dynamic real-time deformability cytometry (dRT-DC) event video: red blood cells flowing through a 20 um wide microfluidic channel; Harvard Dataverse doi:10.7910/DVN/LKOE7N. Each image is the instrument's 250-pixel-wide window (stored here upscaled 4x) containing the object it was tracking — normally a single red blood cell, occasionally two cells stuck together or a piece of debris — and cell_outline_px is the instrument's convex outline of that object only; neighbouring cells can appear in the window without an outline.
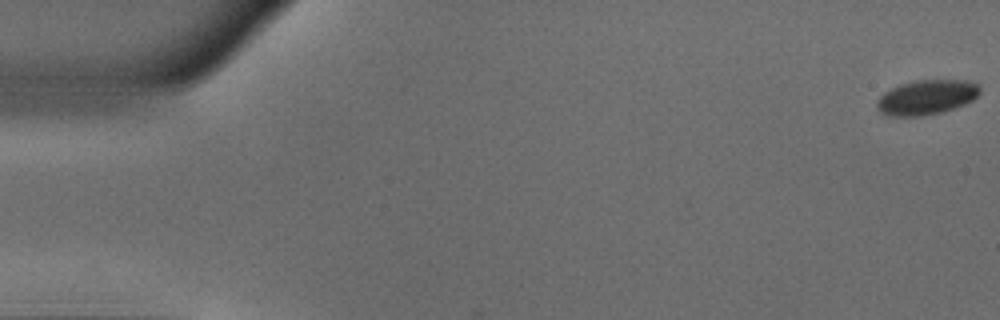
{"species": "common noctule bat (a hibernating species)", "species_latin": "Nyctalus noctula", "temperature_condition": "warm", "stored_images_in_passage": 16, "camera_frame_rate_fps": 3000, "um_per_image_px": 0.085, "animal": {"sex": "male", "body_mass_g": 18.8}, "frame": {"image": 1, "passage_image": 1, "time_ms": 0.0, "image_size_px": [1000, 320], "cell_outline_px": [[980, 92], [972, 100], [964, 104], [944, 112], [924, 116], [888, 116], [880, 112], [876, 108], [876, 100], [884, 92], [900, 84], [916, 80], [972, 80], [980, 84]], "centroid_in_image_um": [78.76, 8.27], "position_along_channel_um": 6.2, "area_um2": 21.15}}
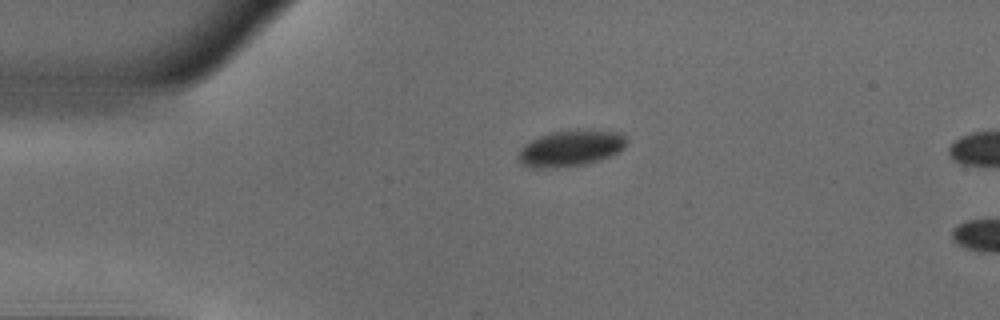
{"frame": {"image": 2, "passage_image": 12, "time_ms": 3.667, "image_size_px": [1000, 320], "cell_outline_px": [[628, 140], [624, 148], [620, 152], [584, 164], [556, 168], [528, 168], [520, 164], [516, 156], [516, 152], [524, 144], [548, 132], [572, 128], [584, 128], [620, 132]], "centroid_in_image_um": [48.46, 12.57], "position_along_channel_um": 36.5, "area_um2": 23.58}}